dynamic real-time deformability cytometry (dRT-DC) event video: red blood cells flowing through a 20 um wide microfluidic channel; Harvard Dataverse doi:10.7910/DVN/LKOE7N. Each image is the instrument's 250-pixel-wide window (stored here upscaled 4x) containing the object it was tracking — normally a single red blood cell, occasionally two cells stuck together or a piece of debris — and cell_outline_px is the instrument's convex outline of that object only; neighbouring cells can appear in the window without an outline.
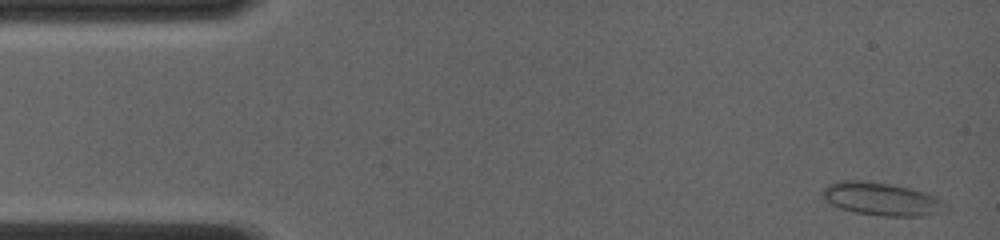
{"species": "common noctule bat (a hibernating species)", "species_latin": "Nyctalus noctula", "temperature_condition": "room temperature", "stored_images_in_passage": 59, "camera_frame_rate_fps": 4000, "um_per_image_px": 0.085, "animal": {"sex": "female", "body_mass_g": 19.0, "forearm_length_mm": 56.7}, "frame": {"image": 1, "passage_image": 2, "time_ms": 0.25, "image_size_px": [1000, 240], "cell_outline_px": [[948, 204], [920, 216], [884, 216], [852, 212], [840, 208], [824, 200], [824, 188], [828, 184], [840, 180], [864, 180], [888, 184], [908, 188], [924, 192], [944, 200]], "centroid_in_image_um": [74.82, 16.89], "position_along_channel_um": 10.2, "area_um2": 23.0}}
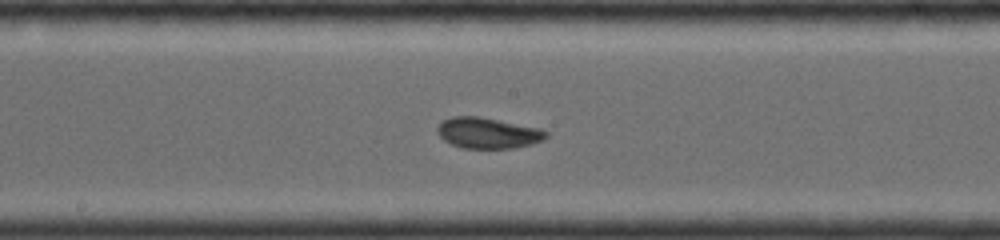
{"frame": {"image": 2, "passage_image": 32, "time_ms": 7.75, "image_size_px": [1000, 240], "cell_outline_px": [[548, 136], [544, 140], [532, 144], [512, 148], [464, 148], [452, 144], [444, 140], [436, 132], [436, 128], [444, 120], [452, 116], [476, 116], [540, 128], [548, 132]], "centroid_in_image_um": [41.48, 11.31], "position_along_channel_um": 206.7, "area_um2": 19.42}}
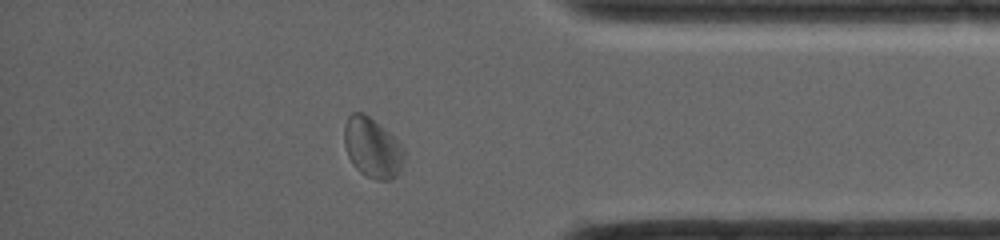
{"frame": {"image": 3, "passage_image": 52, "time_ms": 12.75, "image_size_px": [1000, 240], "cell_outline_px": [[404, 160], [400, 172], [396, 176], [388, 180], [376, 180], [364, 176], [352, 164], [348, 156], [344, 144], [344, 124], [348, 116], [352, 112], [364, 112], [384, 128], [404, 148]], "centroid_in_image_um": [31.63, 12.56], "position_along_channel_um": 403.6, "area_um2": 21.1}, "authors_computed_cell_mechanics": {"area_um2": 19.5942, "velocity_mm_per_s": 4.1062, "shape_relaxation_time_tau1_ms": 5.4556, "shape_relaxation_time_tau2_ms": 0.7269, "deformation_change_tau1": 0.0934, "deformation_change_tau2": 0.0427}}